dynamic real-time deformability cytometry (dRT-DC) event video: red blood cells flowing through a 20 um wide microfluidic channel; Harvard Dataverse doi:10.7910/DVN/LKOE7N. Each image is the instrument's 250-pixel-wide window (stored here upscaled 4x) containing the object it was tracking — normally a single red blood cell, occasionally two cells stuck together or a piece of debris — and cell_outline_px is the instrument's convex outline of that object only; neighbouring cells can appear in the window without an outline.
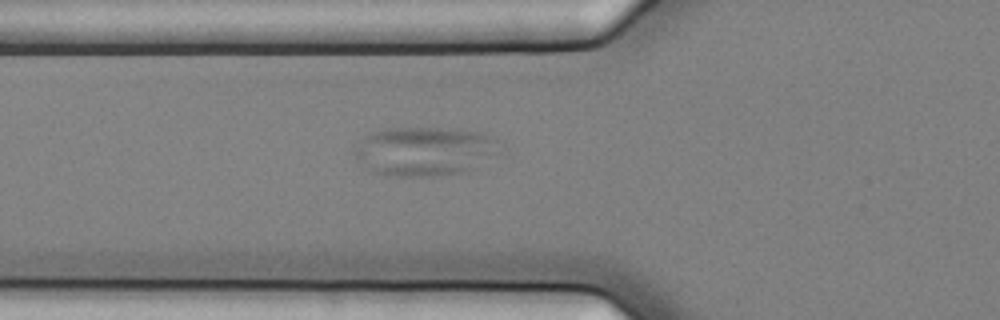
{"species": "common noctule bat (a hibernating species)", "species_latin": "Nyctalus noctula", "temperature_condition": "cold", "stored_images_in_passage": 43, "camera_frame_rate_fps": 3000, "um_per_image_px": 0.085, "animal": {"sex": "female", "body_mass_g": 25.1}, "frame": {"image": 1, "passage_image": 7, "time_ms": 2.0, "image_size_px": [1000, 320], "cell_outline_px": [[500, 140], [496, 152], [468, 172], [432, 176], [384, 176], [376, 172], [356, 156], [356, 148], [368, 132], [388, 128], [448, 128], [480, 132]], "centroid_in_image_um": [36.11, 12.84], "position_along_channel_um": 89.7, "area_um2": 40.92}}
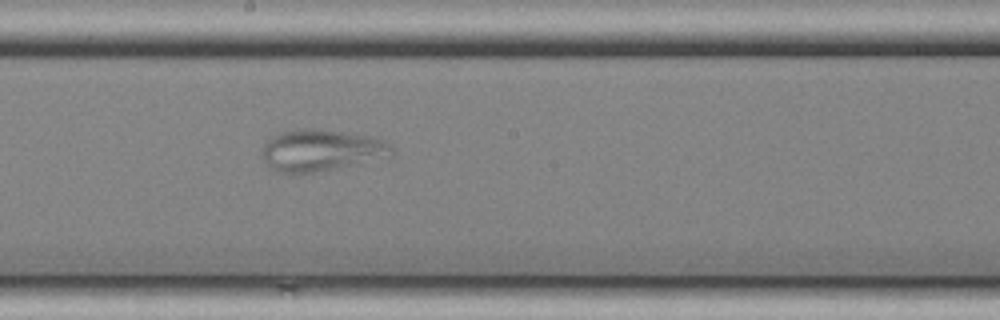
{"frame": {"image": 2, "passage_image": 18, "time_ms": 5.667, "image_size_px": [1000, 320], "cell_outline_px": [[396, 152], [392, 156], [356, 164], [296, 176], [276, 172], [268, 168], [264, 160], [264, 144], [272, 136], [280, 132], [296, 128], [316, 128], [372, 136], [384, 140], [396, 148]], "centroid_in_image_um": [27.31, 12.79], "position_along_channel_um": 220.9, "area_um2": 32.25}}
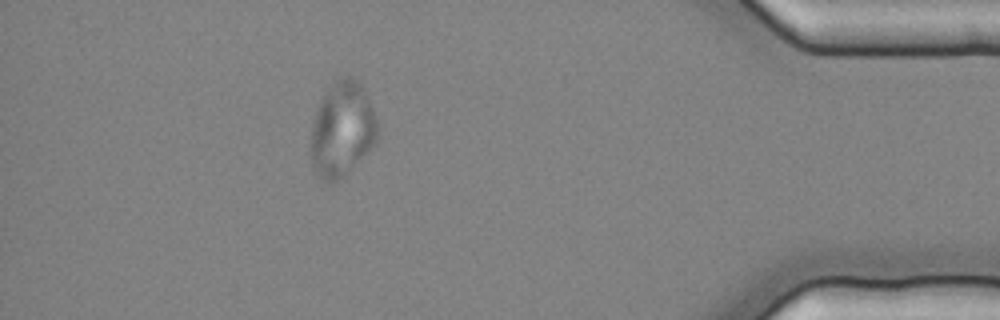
{"frame": {"image": 3, "passage_image": 37, "time_ms": 12.0, "image_size_px": [1000, 320], "cell_outline_px": [[380, 136], [376, 144], [344, 176], [328, 184], [320, 180], [316, 176], [312, 168], [308, 152], [312, 120], [316, 108], [320, 100], [328, 88], [336, 80], [344, 76], [352, 76], [364, 88], [376, 116], [380, 128]], "centroid_in_image_um": [29.06, 11.04], "position_along_channel_um": 406.1, "area_um2": 38.21}}